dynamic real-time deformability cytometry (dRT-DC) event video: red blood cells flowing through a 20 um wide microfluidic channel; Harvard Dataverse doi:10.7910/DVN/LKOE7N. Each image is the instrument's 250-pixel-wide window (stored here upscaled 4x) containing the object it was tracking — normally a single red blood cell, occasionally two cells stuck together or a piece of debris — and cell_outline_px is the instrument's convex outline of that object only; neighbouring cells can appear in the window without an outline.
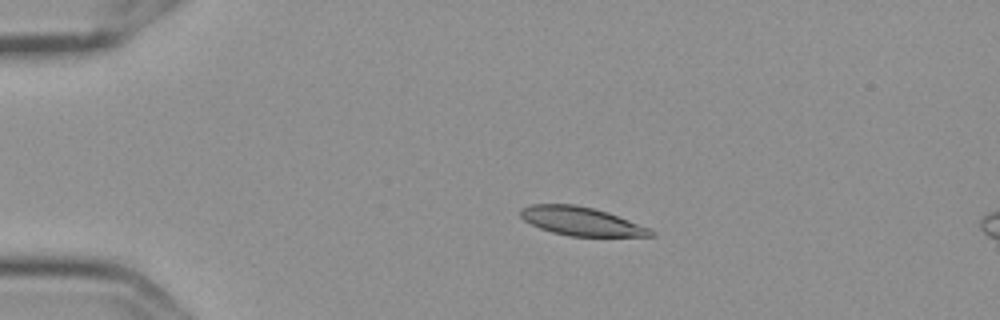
{"species": "Egyptian fruit bat (a non-hibernating species)", "species_latin": "Rousettus aegyptiacus", "temperature_condition": "cold", "stored_images_in_passage": 5, "camera_frame_rate_fps": 3000, "um_per_image_px": 0.085, "frame": {"image": 1, "passage_image": 3, "time_ms": 0.667, "image_size_px": [1000, 320], "cell_outline_px": [[656, 236], [568, 236], [552, 232], [540, 228], [524, 220], [520, 216], [520, 208], [532, 204], [576, 204], [608, 212], [652, 228], [656, 232]], "centroid_in_image_um": [49.45, 18.81], "position_along_channel_um": 35.6, "area_um2": 21.85}}